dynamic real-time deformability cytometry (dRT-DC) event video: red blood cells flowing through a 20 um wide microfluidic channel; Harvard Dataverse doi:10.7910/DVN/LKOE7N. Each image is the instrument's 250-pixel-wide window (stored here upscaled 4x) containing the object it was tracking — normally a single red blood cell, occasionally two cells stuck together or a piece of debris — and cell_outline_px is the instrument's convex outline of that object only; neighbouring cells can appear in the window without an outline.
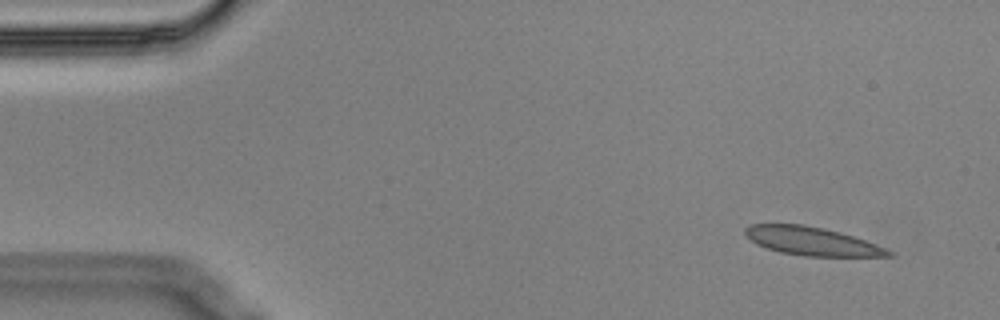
{"species": "Egyptian fruit bat (a non-hibernating species)", "species_latin": "Rousettus aegyptiacus", "temperature_condition": "cold", "stored_images_in_passage": 53, "camera_frame_rate_fps": 3000, "um_per_image_px": 0.085, "animal": {"sex": "male"}, "frame": {"image": 1, "passage_image": 1, "time_ms": 0.0, "image_size_px": [1000, 320], "cell_outline_px": [[896, 252], [892, 256], [804, 256], [780, 252], [756, 244], [744, 232], [744, 228], [752, 224], [804, 224], [824, 228], [840, 232], [864, 240]], "centroid_in_image_um": [69.01, 20.5], "position_along_channel_um": 16.0, "area_um2": 23.52}}
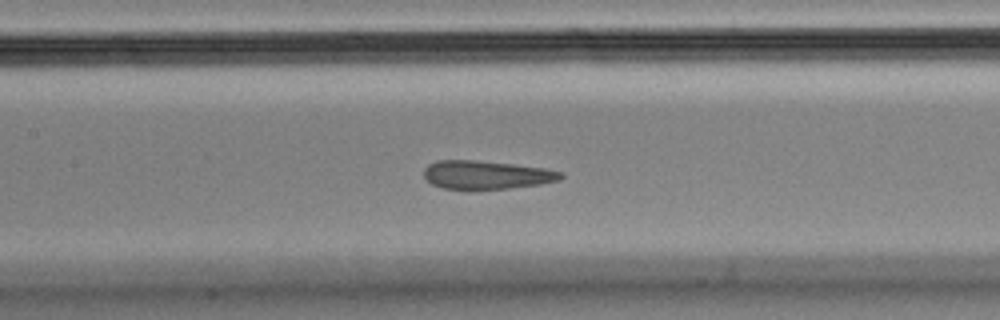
{"frame": {"image": 2, "passage_image": 22, "time_ms": 7.0, "image_size_px": [1000, 320], "cell_outline_px": [[564, 176], [560, 180], [540, 184], [476, 192], [468, 192], [444, 188], [432, 184], [424, 176], [424, 168], [428, 164], [436, 160], [476, 160], [512, 164], [544, 168], [564, 172]], "centroid_in_image_um": [41.32, 14.9], "position_along_channel_um": 166.1, "area_um2": 23.47}}
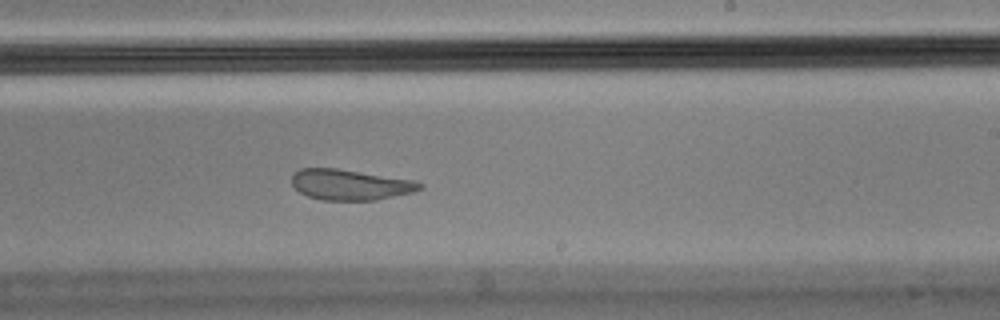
{"frame": {"image": 3, "passage_image": 30, "time_ms": 9.667, "image_size_px": [1000, 320], "cell_outline_px": [[424, 188], [412, 192], [376, 200], [320, 200], [308, 196], [300, 192], [292, 184], [292, 176], [300, 168], [336, 168], [412, 180], [424, 184]], "centroid_in_image_um": [29.76, 15.7], "position_along_channel_um": 259.2, "area_um2": 22.66}}